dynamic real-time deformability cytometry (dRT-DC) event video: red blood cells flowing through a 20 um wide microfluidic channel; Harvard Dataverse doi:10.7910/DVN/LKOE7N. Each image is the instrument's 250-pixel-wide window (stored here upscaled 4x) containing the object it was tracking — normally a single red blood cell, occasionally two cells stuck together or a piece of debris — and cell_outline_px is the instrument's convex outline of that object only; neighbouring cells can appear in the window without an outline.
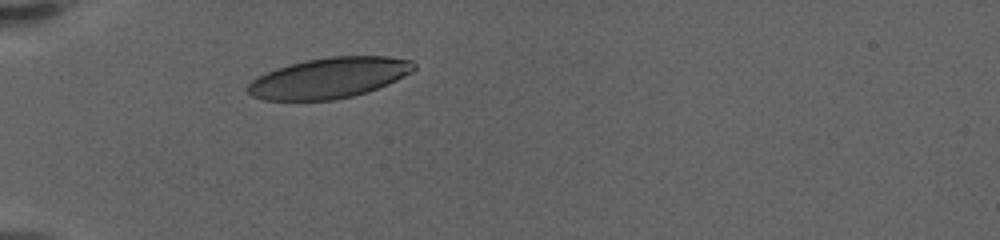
{"species": "human", "species_latin": "Homo sapiens", "temperature_condition": "warm", "stored_images_in_passage": 34, "camera_frame_rate_fps": 3000, "um_per_image_px": 0.085, "donor": {"sex": "female"}, "frame": {"image": 1, "passage_image": 1, "time_ms": 0.0, "image_size_px": [1000, 240], "cell_outline_px": [[416, 68], [412, 72], [388, 84], [368, 92], [352, 96], [332, 100], [264, 100], [252, 96], [248, 92], [248, 84], [252, 80], [276, 68], [288, 64], [308, 60], [332, 56], [388, 56], [412, 60], [416, 64]], "centroid_in_image_um": [28.02, 6.62], "position_along_channel_um": 57.0, "area_um2": 39.19}}
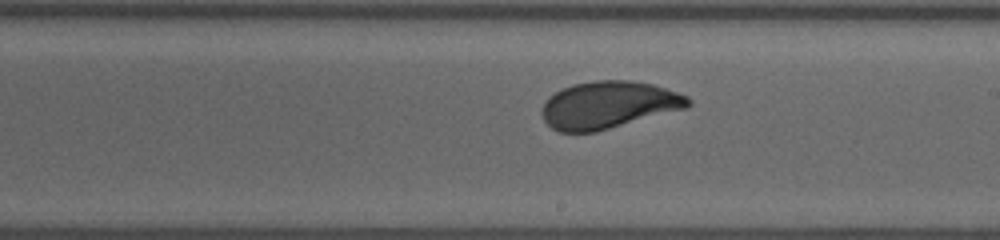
{"frame": {"image": 2, "passage_image": 18, "time_ms": 5.667, "image_size_px": [1000, 240], "cell_outline_px": [[692, 104], [684, 108], [596, 132], [556, 132], [544, 120], [540, 112], [548, 96], [572, 84], [596, 80], [632, 80], [652, 84], [688, 96], [692, 100]], "centroid_in_image_um": [51.69, 8.92], "position_along_channel_um": 237.3, "area_um2": 40.11}}
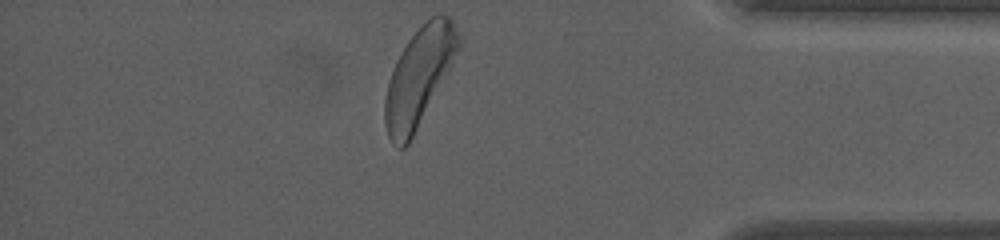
{"frame": {"image": 3, "passage_image": 34, "time_ms": 11.0, "image_size_px": [1000, 240], "cell_outline_px": [[460, 48], [408, 144], [404, 148], [396, 148], [388, 136], [384, 120], [384, 100], [388, 80], [392, 68], [400, 52], [408, 40], [424, 20], [436, 12], [440, 12], [448, 16], [452, 20], [460, 36]], "centroid_in_image_um": [35.59, 6.46], "position_along_channel_um": 399.6, "area_um2": 41.73}, "authors_computed_cell_mechanics": {"area_um2": 40.1132, "velocity_mm_per_s": 3.4783, "shape_relaxation_time_tau1_ms": 3.0254, "shape_relaxation_time_tau2_ms": 0.6696, "deformation_change_tau1": 0.1494, "deformation_change_tau2": 0.0635}}